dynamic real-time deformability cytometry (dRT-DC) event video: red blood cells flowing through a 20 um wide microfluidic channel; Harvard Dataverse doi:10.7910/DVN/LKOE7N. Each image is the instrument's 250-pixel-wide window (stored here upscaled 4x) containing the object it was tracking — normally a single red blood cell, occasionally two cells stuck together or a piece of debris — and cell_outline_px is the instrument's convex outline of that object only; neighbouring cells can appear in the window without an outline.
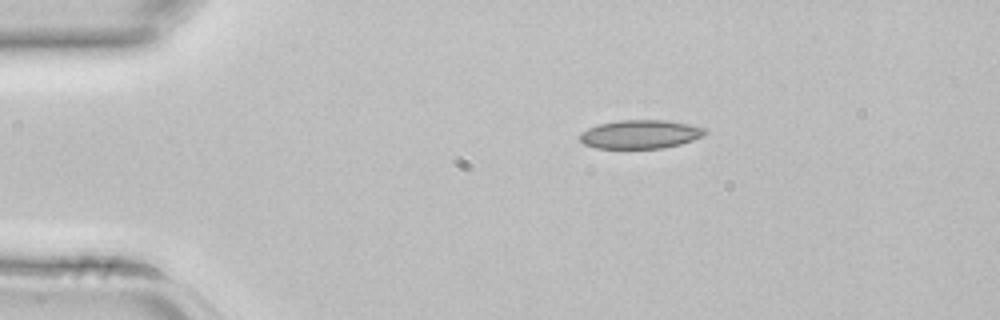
{"species": "common noctule bat (a hibernating species)", "species_latin": "Nyctalus noctula", "temperature_condition": "room temperature", "stored_images_in_passage": 2, "camera_frame_rate_fps": 3000, "um_per_image_px": 0.085, "animal": {"sex": "female", "body_mass_g": 22.7, "forearm_length_mm": 54.2}, "frame": {"image": 1, "passage_image": 1, "time_ms": 0.0, "image_size_px": [1000, 320], "cell_outline_px": [[708, 132], [692, 140], [680, 144], [664, 148], [596, 148], [584, 144], [580, 140], [580, 132], [596, 124], [620, 120], [668, 120], [708, 128]], "centroid_in_image_um": [54.42, 11.4], "position_along_channel_um": 30.6, "area_um2": 20.98}}